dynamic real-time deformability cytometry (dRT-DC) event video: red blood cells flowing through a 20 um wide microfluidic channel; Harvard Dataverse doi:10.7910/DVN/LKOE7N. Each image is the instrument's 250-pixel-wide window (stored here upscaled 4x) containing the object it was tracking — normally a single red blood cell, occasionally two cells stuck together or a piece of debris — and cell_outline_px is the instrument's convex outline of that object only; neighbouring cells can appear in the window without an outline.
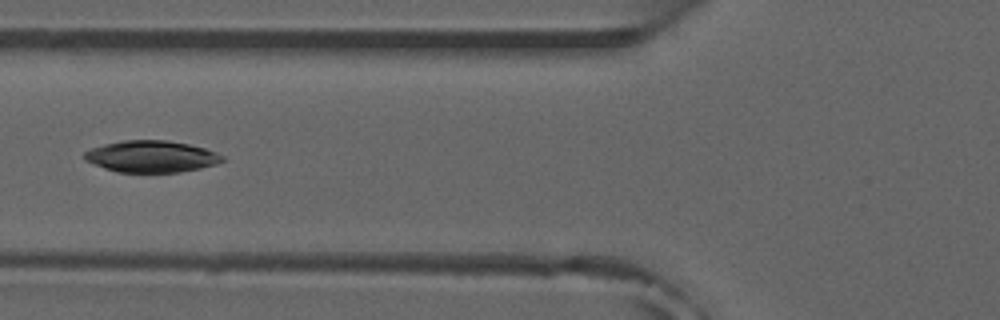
{"species": "common noctule bat (a hibernating species)", "species_latin": "Nyctalus noctula", "temperature_condition": "room temperature", "stored_images_in_passage": 26, "camera_frame_rate_fps": 3000, "um_per_image_px": 0.085, "animal": {"sex": "male", "forearm_length_mm": 52.5}, "frame": {"image": 1, "passage_image": 8, "time_ms": 2.333, "image_size_px": [1000, 320], "cell_outline_px": [[228, 160], [216, 164], [200, 168], [180, 172], [116, 172], [104, 168], [84, 160], [84, 152], [92, 148], [104, 144], [124, 140], [164, 140], [188, 144], [204, 148], [216, 152], [224, 156]], "centroid_in_image_um": [12.89, 13.3], "position_along_channel_um": 112.9, "area_um2": 25.49}}